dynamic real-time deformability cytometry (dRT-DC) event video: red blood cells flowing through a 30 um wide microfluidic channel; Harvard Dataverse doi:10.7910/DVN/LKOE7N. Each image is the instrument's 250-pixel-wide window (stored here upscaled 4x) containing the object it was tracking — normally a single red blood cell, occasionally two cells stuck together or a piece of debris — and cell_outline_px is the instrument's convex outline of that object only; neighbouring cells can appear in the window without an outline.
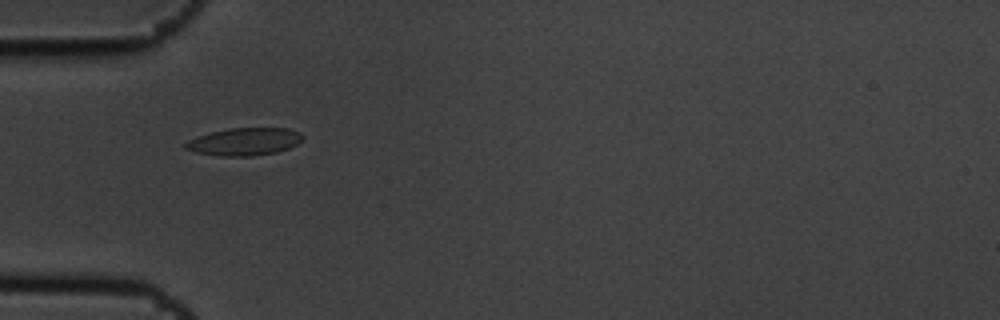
{"species": "common noctule bat (a hibernating species)", "species_latin": "Nyctalus noctula", "temperature_condition": "cold", "stored_images_in_passage": 2, "camera_frame_rate_fps": 3000, "um_per_image_px": 0.085, "animal": {"sex": "male", "body_mass_g": 19.5, "forearm_length_mm": 54.6}, "frame": {"image": 1, "passage_image": 1, "time_ms": 0.0, "image_size_px": [1000, 320], "cell_outline_px": [[304, 136], [296, 144], [288, 148], [276, 152], [252, 156], [220, 156], [196, 152], [184, 148], [184, 144], [188, 140], [196, 136], [228, 128], [288, 128], [300, 132]], "centroid_in_image_um": [20.75, 12.03], "position_along_channel_um": 64.2, "area_um2": 18.79}}
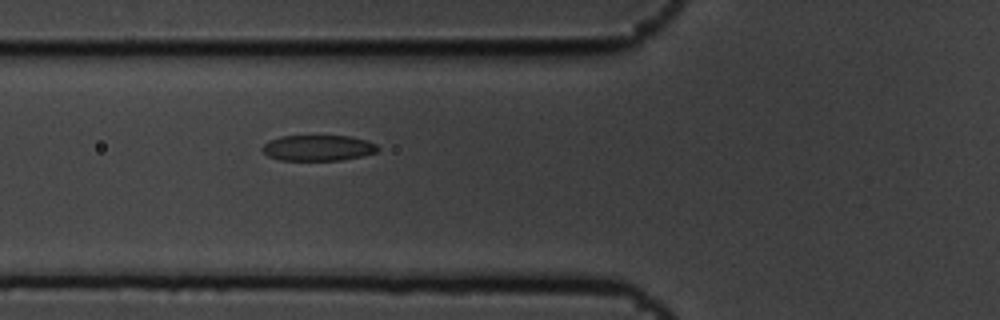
{"frame": {"image": 2, "passage_image": 2, "time_ms": 0.333, "image_size_px": [1000, 320], "cell_outline_px": [[380, 148], [376, 152], [364, 156], [340, 160], [280, 160], [268, 156], [260, 148], [264, 144], [280, 136], [348, 136], [368, 140], [376, 144]], "centroid_in_image_um": [27.06, 12.57], "position_along_channel_um": 98.7, "area_um2": 17.34}}